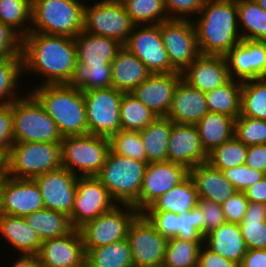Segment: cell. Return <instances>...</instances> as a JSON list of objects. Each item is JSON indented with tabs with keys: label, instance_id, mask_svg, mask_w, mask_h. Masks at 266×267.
<instances>
[{
	"label": "cell",
	"instance_id": "obj_1",
	"mask_svg": "<svg viewBox=\"0 0 266 267\" xmlns=\"http://www.w3.org/2000/svg\"><path fill=\"white\" fill-rule=\"evenodd\" d=\"M23 72L41 74L39 85L68 84L72 79L76 62L74 38L29 32L22 38Z\"/></svg>",
	"mask_w": 266,
	"mask_h": 267
},
{
	"label": "cell",
	"instance_id": "obj_2",
	"mask_svg": "<svg viewBox=\"0 0 266 267\" xmlns=\"http://www.w3.org/2000/svg\"><path fill=\"white\" fill-rule=\"evenodd\" d=\"M193 24L201 54L225 56L242 41L236 0H205Z\"/></svg>",
	"mask_w": 266,
	"mask_h": 267
},
{
	"label": "cell",
	"instance_id": "obj_3",
	"mask_svg": "<svg viewBox=\"0 0 266 267\" xmlns=\"http://www.w3.org/2000/svg\"><path fill=\"white\" fill-rule=\"evenodd\" d=\"M30 93L56 123L62 137L88 134L82 90L69 84H48Z\"/></svg>",
	"mask_w": 266,
	"mask_h": 267
},
{
	"label": "cell",
	"instance_id": "obj_4",
	"mask_svg": "<svg viewBox=\"0 0 266 267\" xmlns=\"http://www.w3.org/2000/svg\"><path fill=\"white\" fill-rule=\"evenodd\" d=\"M84 9L80 0H32L30 32L75 38L83 31Z\"/></svg>",
	"mask_w": 266,
	"mask_h": 267
},
{
	"label": "cell",
	"instance_id": "obj_5",
	"mask_svg": "<svg viewBox=\"0 0 266 267\" xmlns=\"http://www.w3.org/2000/svg\"><path fill=\"white\" fill-rule=\"evenodd\" d=\"M11 103L13 138L18 142L61 143L58 126L30 93Z\"/></svg>",
	"mask_w": 266,
	"mask_h": 267
},
{
	"label": "cell",
	"instance_id": "obj_6",
	"mask_svg": "<svg viewBox=\"0 0 266 267\" xmlns=\"http://www.w3.org/2000/svg\"><path fill=\"white\" fill-rule=\"evenodd\" d=\"M147 164L108 152L105 164L96 176L118 204L133 205L138 199Z\"/></svg>",
	"mask_w": 266,
	"mask_h": 267
},
{
	"label": "cell",
	"instance_id": "obj_7",
	"mask_svg": "<svg viewBox=\"0 0 266 267\" xmlns=\"http://www.w3.org/2000/svg\"><path fill=\"white\" fill-rule=\"evenodd\" d=\"M6 162L8 176L16 179H33L62 166L61 143H13Z\"/></svg>",
	"mask_w": 266,
	"mask_h": 267
},
{
	"label": "cell",
	"instance_id": "obj_8",
	"mask_svg": "<svg viewBox=\"0 0 266 267\" xmlns=\"http://www.w3.org/2000/svg\"><path fill=\"white\" fill-rule=\"evenodd\" d=\"M109 151V138L93 134L66 136L61 141V165L77 176H97Z\"/></svg>",
	"mask_w": 266,
	"mask_h": 267
},
{
	"label": "cell",
	"instance_id": "obj_9",
	"mask_svg": "<svg viewBox=\"0 0 266 267\" xmlns=\"http://www.w3.org/2000/svg\"><path fill=\"white\" fill-rule=\"evenodd\" d=\"M135 24L124 5L116 0L85 4L83 31L117 40L124 45Z\"/></svg>",
	"mask_w": 266,
	"mask_h": 267
},
{
	"label": "cell",
	"instance_id": "obj_10",
	"mask_svg": "<svg viewBox=\"0 0 266 267\" xmlns=\"http://www.w3.org/2000/svg\"><path fill=\"white\" fill-rule=\"evenodd\" d=\"M124 93L113 87L83 91L88 134L110 138L121 129L120 103Z\"/></svg>",
	"mask_w": 266,
	"mask_h": 267
},
{
	"label": "cell",
	"instance_id": "obj_11",
	"mask_svg": "<svg viewBox=\"0 0 266 267\" xmlns=\"http://www.w3.org/2000/svg\"><path fill=\"white\" fill-rule=\"evenodd\" d=\"M139 214L133 205L117 204L95 220L85 223L79 228L84 249L102 247L125 239L130 224Z\"/></svg>",
	"mask_w": 266,
	"mask_h": 267
},
{
	"label": "cell",
	"instance_id": "obj_12",
	"mask_svg": "<svg viewBox=\"0 0 266 267\" xmlns=\"http://www.w3.org/2000/svg\"><path fill=\"white\" fill-rule=\"evenodd\" d=\"M126 239L134 267H162L168 238L143 213L130 224Z\"/></svg>",
	"mask_w": 266,
	"mask_h": 267
},
{
	"label": "cell",
	"instance_id": "obj_13",
	"mask_svg": "<svg viewBox=\"0 0 266 267\" xmlns=\"http://www.w3.org/2000/svg\"><path fill=\"white\" fill-rule=\"evenodd\" d=\"M123 46L138 57L151 74L177 72L162 42L160 24L135 25Z\"/></svg>",
	"mask_w": 266,
	"mask_h": 267
},
{
	"label": "cell",
	"instance_id": "obj_14",
	"mask_svg": "<svg viewBox=\"0 0 266 267\" xmlns=\"http://www.w3.org/2000/svg\"><path fill=\"white\" fill-rule=\"evenodd\" d=\"M160 32L172 67L182 73L201 54L193 20H167Z\"/></svg>",
	"mask_w": 266,
	"mask_h": 267
},
{
	"label": "cell",
	"instance_id": "obj_15",
	"mask_svg": "<svg viewBox=\"0 0 266 267\" xmlns=\"http://www.w3.org/2000/svg\"><path fill=\"white\" fill-rule=\"evenodd\" d=\"M115 205L117 203L96 176H78L73 209L69 216L71 224L74 229H79Z\"/></svg>",
	"mask_w": 266,
	"mask_h": 267
},
{
	"label": "cell",
	"instance_id": "obj_16",
	"mask_svg": "<svg viewBox=\"0 0 266 267\" xmlns=\"http://www.w3.org/2000/svg\"><path fill=\"white\" fill-rule=\"evenodd\" d=\"M189 176V169L174 162L147 163L139 199L133 206L143 213L155 200Z\"/></svg>",
	"mask_w": 266,
	"mask_h": 267
},
{
	"label": "cell",
	"instance_id": "obj_17",
	"mask_svg": "<svg viewBox=\"0 0 266 267\" xmlns=\"http://www.w3.org/2000/svg\"><path fill=\"white\" fill-rule=\"evenodd\" d=\"M76 174L64 167L33 178L40 189L44 208L71 215L77 191Z\"/></svg>",
	"mask_w": 266,
	"mask_h": 267
},
{
	"label": "cell",
	"instance_id": "obj_18",
	"mask_svg": "<svg viewBox=\"0 0 266 267\" xmlns=\"http://www.w3.org/2000/svg\"><path fill=\"white\" fill-rule=\"evenodd\" d=\"M1 213L27 217L44 209L40 189L33 179H16L6 176L0 183Z\"/></svg>",
	"mask_w": 266,
	"mask_h": 267
},
{
	"label": "cell",
	"instance_id": "obj_19",
	"mask_svg": "<svg viewBox=\"0 0 266 267\" xmlns=\"http://www.w3.org/2000/svg\"><path fill=\"white\" fill-rule=\"evenodd\" d=\"M231 79L266 78V41L242 40L225 56Z\"/></svg>",
	"mask_w": 266,
	"mask_h": 267
},
{
	"label": "cell",
	"instance_id": "obj_20",
	"mask_svg": "<svg viewBox=\"0 0 266 267\" xmlns=\"http://www.w3.org/2000/svg\"><path fill=\"white\" fill-rule=\"evenodd\" d=\"M37 256L44 267H85L86 252L79 229L42 241Z\"/></svg>",
	"mask_w": 266,
	"mask_h": 267
},
{
	"label": "cell",
	"instance_id": "obj_21",
	"mask_svg": "<svg viewBox=\"0 0 266 267\" xmlns=\"http://www.w3.org/2000/svg\"><path fill=\"white\" fill-rule=\"evenodd\" d=\"M182 73L151 74L131 94L157 117H166Z\"/></svg>",
	"mask_w": 266,
	"mask_h": 267
},
{
	"label": "cell",
	"instance_id": "obj_22",
	"mask_svg": "<svg viewBox=\"0 0 266 267\" xmlns=\"http://www.w3.org/2000/svg\"><path fill=\"white\" fill-rule=\"evenodd\" d=\"M195 124L174 123L167 146V161L179 163L188 169L207 162Z\"/></svg>",
	"mask_w": 266,
	"mask_h": 267
},
{
	"label": "cell",
	"instance_id": "obj_23",
	"mask_svg": "<svg viewBox=\"0 0 266 267\" xmlns=\"http://www.w3.org/2000/svg\"><path fill=\"white\" fill-rule=\"evenodd\" d=\"M182 79L204 93L227 83L231 78L224 56L200 54L183 72Z\"/></svg>",
	"mask_w": 266,
	"mask_h": 267
},
{
	"label": "cell",
	"instance_id": "obj_24",
	"mask_svg": "<svg viewBox=\"0 0 266 267\" xmlns=\"http://www.w3.org/2000/svg\"><path fill=\"white\" fill-rule=\"evenodd\" d=\"M208 112L205 93L181 79L166 117L178 124H196Z\"/></svg>",
	"mask_w": 266,
	"mask_h": 267
},
{
	"label": "cell",
	"instance_id": "obj_25",
	"mask_svg": "<svg viewBox=\"0 0 266 267\" xmlns=\"http://www.w3.org/2000/svg\"><path fill=\"white\" fill-rule=\"evenodd\" d=\"M189 176L195 184L198 197L216 204L222 205L237 192L223 172L215 169L208 162L190 168Z\"/></svg>",
	"mask_w": 266,
	"mask_h": 267
},
{
	"label": "cell",
	"instance_id": "obj_26",
	"mask_svg": "<svg viewBox=\"0 0 266 267\" xmlns=\"http://www.w3.org/2000/svg\"><path fill=\"white\" fill-rule=\"evenodd\" d=\"M77 61L87 66L111 65L117 52L123 47L112 38L81 31L74 38Z\"/></svg>",
	"mask_w": 266,
	"mask_h": 267
},
{
	"label": "cell",
	"instance_id": "obj_27",
	"mask_svg": "<svg viewBox=\"0 0 266 267\" xmlns=\"http://www.w3.org/2000/svg\"><path fill=\"white\" fill-rule=\"evenodd\" d=\"M111 72L112 87L125 93H131L151 75L142 61L124 46L111 62Z\"/></svg>",
	"mask_w": 266,
	"mask_h": 267
},
{
	"label": "cell",
	"instance_id": "obj_28",
	"mask_svg": "<svg viewBox=\"0 0 266 267\" xmlns=\"http://www.w3.org/2000/svg\"><path fill=\"white\" fill-rule=\"evenodd\" d=\"M203 244L212 252L240 265L248 250L238 224L224 223L204 236Z\"/></svg>",
	"mask_w": 266,
	"mask_h": 267
},
{
	"label": "cell",
	"instance_id": "obj_29",
	"mask_svg": "<svg viewBox=\"0 0 266 267\" xmlns=\"http://www.w3.org/2000/svg\"><path fill=\"white\" fill-rule=\"evenodd\" d=\"M0 234L19 254L38 255L41 248L39 235L28 225L24 217L2 213L0 216Z\"/></svg>",
	"mask_w": 266,
	"mask_h": 267
},
{
	"label": "cell",
	"instance_id": "obj_30",
	"mask_svg": "<svg viewBox=\"0 0 266 267\" xmlns=\"http://www.w3.org/2000/svg\"><path fill=\"white\" fill-rule=\"evenodd\" d=\"M198 192L190 176L155 200L145 211L181 214L198 205Z\"/></svg>",
	"mask_w": 266,
	"mask_h": 267
},
{
	"label": "cell",
	"instance_id": "obj_31",
	"mask_svg": "<svg viewBox=\"0 0 266 267\" xmlns=\"http://www.w3.org/2000/svg\"><path fill=\"white\" fill-rule=\"evenodd\" d=\"M234 121L231 116L208 112L195 124L207 154L234 136Z\"/></svg>",
	"mask_w": 266,
	"mask_h": 267
},
{
	"label": "cell",
	"instance_id": "obj_32",
	"mask_svg": "<svg viewBox=\"0 0 266 267\" xmlns=\"http://www.w3.org/2000/svg\"><path fill=\"white\" fill-rule=\"evenodd\" d=\"M173 125L174 122L169 118L157 117L140 131L148 163L167 161V146Z\"/></svg>",
	"mask_w": 266,
	"mask_h": 267
},
{
	"label": "cell",
	"instance_id": "obj_33",
	"mask_svg": "<svg viewBox=\"0 0 266 267\" xmlns=\"http://www.w3.org/2000/svg\"><path fill=\"white\" fill-rule=\"evenodd\" d=\"M25 219L41 241L65 236L74 229L68 215L50 209L32 212Z\"/></svg>",
	"mask_w": 266,
	"mask_h": 267
},
{
	"label": "cell",
	"instance_id": "obj_34",
	"mask_svg": "<svg viewBox=\"0 0 266 267\" xmlns=\"http://www.w3.org/2000/svg\"><path fill=\"white\" fill-rule=\"evenodd\" d=\"M85 252V267H134L126 238Z\"/></svg>",
	"mask_w": 266,
	"mask_h": 267
},
{
	"label": "cell",
	"instance_id": "obj_35",
	"mask_svg": "<svg viewBox=\"0 0 266 267\" xmlns=\"http://www.w3.org/2000/svg\"><path fill=\"white\" fill-rule=\"evenodd\" d=\"M242 82L230 79L224 85L205 93L209 112L231 116L235 120L240 116Z\"/></svg>",
	"mask_w": 266,
	"mask_h": 267
},
{
	"label": "cell",
	"instance_id": "obj_36",
	"mask_svg": "<svg viewBox=\"0 0 266 267\" xmlns=\"http://www.w3.org/2000/svg\"><path fill=\"white\" fill-rule=\"evenodd\" d=\"M239 228L247 249H266V204L249 202Z\"/></svg>",
	"mask_w": 266,
	"mask_h": 267
},
{
	"label": "cell",
	"instance_id": "obj_37",
	"mask_svg": "<svg viewBox=\"0 0 266 267\" xmlns=\"http://www.w3.org/2000/svg\"><path fill=\"white\" fill-rule=\"evenodd\" d=\"M242 40L266 41V11L255 0H236Z\"/></svg>",
	"mask_w": 266,
	"mask_h": 267
},
{
	"label": "cell",
	"instance_id": "obj_38",
	"mask_svg": "<svg viewBox=\"0 0 266 267\" xmlns=\"http://www.w3.org/2000/svg\"><path fill=\"white\" fill-rule=\"evenodd\" d=\"M240 115L266 120V78L242 82Z\"/></svg>",
	"mask_w": 266,
	"mask_h": 267
},
{
	"label": "cell",
	"instance_id": "obj_39",
	"mask_svg": "<svg viewBox=\"0 0 266 267\" xmlns=\"http://www.w3.org/2000/svg\"><path fill=\"white\" fill-rule=\"evenodd\" d=\"M203 241L168 238L162 267H197Z\"/></svg>",
	"mask_w": 266,
	"mask_h": 267
},
{
	"label": "cell",
	"instance_id": "obj_40",
	"mask_svg": "<svg viewBox=\"0 0 266 267\" xmlns=\"http://www.w3.org/2000/svg\"><path fill=\"white\" fill-rule=\"evenodd\" d=\"M157 118L140 100L131 93H124L120 103L122 130L141 131Z\"/></svg>",
	"mask_w": 266,
	"mask_h": 267
},
{
	"label": "cell",
	"instance_id": "obj_41",
	"mask_svg": "<svg viewBox=\"0 0 266 267\" xmlns=\"http://www.w3.org/2000/svg\"><path fill=\"white\" fill-rule=\"evenodd\" d=\"M0 22L24 38L31 28L32 0H0Z\"/></svg>",
	"mask_w": 266,
	"mask_h": 267
},
{
	"label": "cell",
	"instance_id": "obj_42",
	"mask_svg": "<svg viewBox=\"0 0 266 267\" xmlns=\"http://www.w3.org/2000/svg\"><path fill=\"white\" fill-rule=\"evenodd\" d=\"M68 84L82 91L112 87L111 65L89 67L77 61Z\"/></svg>",
	"mask_w": 266,
	"mask_h": 267
},
{
	"label": "cell",
	"instance_id": "obj_43",
	"mask_svg": "<svg viewBox=\"0 0 266 267\" xmlns=\"http://www.w3.org/2000/svg\"><path fill=\"white\" fill-rule=\"evenodd\" d=\"M123 5L135 25H156L170 20L164 0H129Z\"/></svg>",
	"mask_w": 266,
	"mask_h": 267
},
{
	"label": "cell",
	"instance_id": "obj_44",
	"mask_svg": "<svg viewBox=\"0 0 266 267\" xmlns=\"http://www.w3.org/2000/svg\"><path fill=\"white\" fill-rule=\"evenodd\" d=\"M248 146L235 136L225 141L208 154L207 162L217 170L223 171L245 163Z\"/></svg>",
	"mask_w": 266,
	"mask_h": 267
},
{
	"label": "cell",
	"instance_id": "obj_45",
	"mask_svg": "<svg viewBox=\"0 0 266 267\" xmlns=\"http://www.w3.org/2000/svg\"><path fill=\"white\" fill-rule=\"evenodd\" d=\"M23 73L22 57H4L0 59V105L10 104L17 97L18 80Z\"/></svg>",
	"mask_w": 266,
	"mask_h": 267
},
{
	"label": "cell",
	"instance_id": "obj_46",
	"mask_svg": "<svg viewBox=\"0 0 266 267\" xmlns=\"http://www.w3.org/2000/svg\"><path fill=\"white\" fill-rule=\"evenodd\" d=\"M110 150L118 155L148 163L140 131L122 130L109 138Z\"/></svg>",
	"mask_w": 266,
	"mask_h": 267
},
{
	"label": "cell",
	"instance_id": "obj_47",
	"mask_svg": "<svg viewBox=\"0 0 266 267\" xmlns=\"http://www.w3.org/2000/svg\"><path fill=\"white\" fill-rule=\"evenodd\" d=\"M234 136L246 146L266 144V120L240 115L234 121Z\"/></svg>",
	"mask_w": 266,
	"mask_h": 267
},
{
	"label": "cell",
	"instance_id": "obj_48",
	"mask_svg": "<svg viewBox=\"0 0 266 267\" xmlns=\"http://www.w3.org/2000/svg\"><path fill=\"white\" fill-rule=\"evenodd\" d=\"M180 215V232L177 237L187 241H203L205 215L197 206Z\"/></svg>",
	"mask_w": 266,
	"mask_h": 267
},
{
	"label": "cell",
	"instance_id": "obj_49",
	"mask_svg": "<svg viewBox=\"0 0 266 267\" xmlns=\"http://www.w3.org/2000/svg\"><path fill=\"white\" fill-rule=\"evenodd\" d=\"M222 172L237 192H244L249 186L260 181L266 175L263 172L248 167L246 164L225 169Z\"/></svg>",
	"mask_w": 266,
	"mask_h": 267
},
{
	"label": "cell",
	"instance_id": "obj_50",
	"mask_svg": "<svg viewBox=\"0 0 266 267\" xmlns=\"http://www.w3.org/2000/svg\"><path fill=\"white\" fill-rule=\"evenodd\" d=\"M143 214L155 226L156 230L167 238L175 237L180 232V215L173 212L144 211Z\"/></svg>",
	"mask_w": 266,
	"mask_h": 267
},
{
	"label": "cell",
	"instance_id": "obj_51",
	"mask_svg": "<svg viewBox=\"0 0 266 267\" xmlns=\"http://www.w3.org/2000/svg\"><path fill=\"white\" fill-rule=\"evenodd\" d=\"M204 2L205 0H164L168 18L173 20H193L190 16L198 15Z\"/></svg>",
	"mask_w": 266,
	"mask_h": 267
},
{
	"label": "cell",
	"instance_id": "obj_52",
	"mask_svg": "<svg viewBox=\"0 0 266 267\" xmlns=\"http://www.w3.org/2000/svg\"><path fill=\"white\" fill-rule=\"evenodd\" d=\"M249 201L244 192H236L222 205V211L227 223L240 224L247 211Z\"/></svg>",
	"mask_w": 266,
	"mask_h": 267
},
{
	"label": "cell",
	"instance_id": "obj_53",
	"mask_svg": "<svg viewBox=\"0 0 266 267\" xmlns=\"http://www.w3.org/2000/svg\"><path fill=\"white\" fill-rule=\"evenodd\" d=\"M14 143L11 103L0 105V154L6 158Z\"/></svg>",
	"mask_w": 266,
	"mask_h": 267
},
{
	"label": "cell",
	"instance_id": "obj_54",
	"mask_svg": "<svg viewBox=\"0 0 266 267\" xmlns=\"http://www.w3.org/2000/svg\"><path fill=\"white\" fill-rule=\"evenodd\" d=\"M197 206L205 215L204 236L226 223L221 205L204 198H199Z\"/></svg>",
	"mask_w": 266,
	"mask_h": 267
},
{
	"label": "cell",
	"instance_id": "obj_55",
	"mask_svg": "<svg viewBox=\"0 0 266 267\" xmlns=\"http://www.w3.org/2000/svg\"><path fill=\"white\" fill-rule=\"evenodd\" d=\"M22 38L9 26L0 22V59L21 56Z\"/></svg>",
	"mask_w": 266,
	"mask_h": 267
},
{
	"label": "cell",
	"instance_id": "obj_56",
	"mask_svg": "<svg viewBox=\"0 0 266 267\" xmlns=\"http://www.w3.org/2000/svg\"><path fill=\"white\" fill-rule=\"evenodd\" d=\"M197 267H239V265L212 252L203 244L199 251Z\"/></svg>",
	"mask_w": 266,
	"mask_h": 267
},
{
	"label": "cell",
	"instance_id": "obj_57",
	"mask_svg": "<svg viewBox=\"0 0 266 267\" xmlns=\"http://www.w3.org/2000/svg\"><path fill=\"white\" fill-rule=\"evenodd\" d=\"M244 164L266 174V144L248 146Z\"/></svg>",
	"mask_w": 266,
	"mask_h": 267
},
{
	"label": "cell",
	"instance_id": "obj_58",
	"mask_svg": "<svg viewBox=\"0 0 266 267\" xmlns=\"http://www.w3.org/2000/svg\"><path fill=\"white\" fill-rule=\"evenodd\" d=\"M244 193L249 202L266 204V175L249 186Z\"/></svg>",
	"mask_w": 266,
	"mask_h": 267
},
{
	"label": "cell",
	"instance_id": "obj_59",
	"mask_svg": "<svg viewBox=\"0 0 266 267\" xmlns=\"http://www.w3.org/2000/svg\"><path fill=\"white\" fill-rule=\"evenodd\" d=\"M239 267H266V249H248Z\"/></svg>",
	"mask_w": 266,
	"mask_h": 267
},
{
	"label": "cell",
	"instance_id": "obj_60",
	"mask_svg": "<svg viewBox=\"0 0 266 267\" xmlns=\"http://www.w3.org/2000/svg\"><path fill=\"white\" fill-rule=\"evenodd\" d=\"M11 267H44L37 255L19 254Z\"/></svg>",
	"mask_w": 266,
	"mask_h": 267
},
{
	"label": "cell",
	"instance_id": "obj_61",
	"mask_svg": "<svg viewBox=\"0 0 266 267\" xmlns=\"http://www.w3.org/2000/svg\"><path fill=\"white\" fill-rule=\"evenodd\" d=\"M6 176H7L6 157L0 154V180H3Z\"/></svg>",
	"mask_w": 266,
	"mask_h": 267
},
{
	"label": "cell",
	"instance_id": "obj_62",
	"mask_svg": "<svg viewBox=\"0 0 266 267\" xmlns=\"http://www.w3.org/2000/svg\"><path fill=\"white\" fill-rule=\"evenodd\" d=\"M258 5L266 11V0H255Z\"/></svg>",
	"mask_w": 266,
	"mask_h": 267
},
{
	"label": "cell",
	"instance_id": "obj_63",
	"mask_svg": "<svg viewBox=\"0 0 266 267\" xmlns=\"http://www.w3.org/2000/svg\"><path fill=\"white\" fill-rule=\"evenodd\" d=\"M118 2H121L122 4H124L126 1H129V0H116Z\"/></svg>",
	"mask_w": 266,
	"mask_h": 267
}]
</instances>
